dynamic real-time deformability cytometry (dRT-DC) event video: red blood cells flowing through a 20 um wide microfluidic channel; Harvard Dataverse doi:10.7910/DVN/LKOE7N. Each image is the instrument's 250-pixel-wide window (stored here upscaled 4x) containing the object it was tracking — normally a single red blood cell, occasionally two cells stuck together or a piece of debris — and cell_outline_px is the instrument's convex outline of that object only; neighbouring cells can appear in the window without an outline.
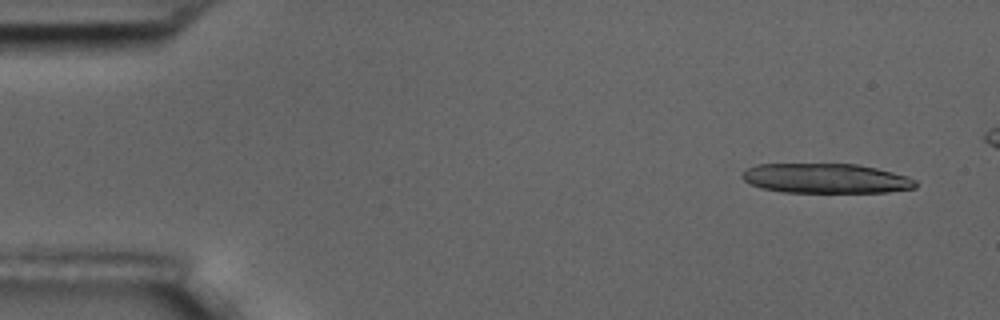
{"species": "common noctule bat (a hibernating species)", "species_latin": "Nyctalus noctula", "temperature_condition": "room temperature", "stored_images_in_passage": 7, "camera_frame_rate_fps": 3000, "um_per_image_px": 0.085, "animal": {"sex": "male", "body_mass_g": 17.5, "forearm_length_mm": 52.3}, "frame": {"image": 1, "passage_image": 1, "time_ms": 0.0, "image_size_px": [1000, 320], "cell_outline_px": [[916, 188], [888, 192], [784, 192], [764, 188], [752, 184], [744, 180], [740, 176], [740, 172], [756, 164], [856, 164], [876, 168], [908, 176], [916, 180]], "centroid_in_image_um": [70.2, 15.16], "position_along_channel_um": 14.8, "area_um2": 30.0}}